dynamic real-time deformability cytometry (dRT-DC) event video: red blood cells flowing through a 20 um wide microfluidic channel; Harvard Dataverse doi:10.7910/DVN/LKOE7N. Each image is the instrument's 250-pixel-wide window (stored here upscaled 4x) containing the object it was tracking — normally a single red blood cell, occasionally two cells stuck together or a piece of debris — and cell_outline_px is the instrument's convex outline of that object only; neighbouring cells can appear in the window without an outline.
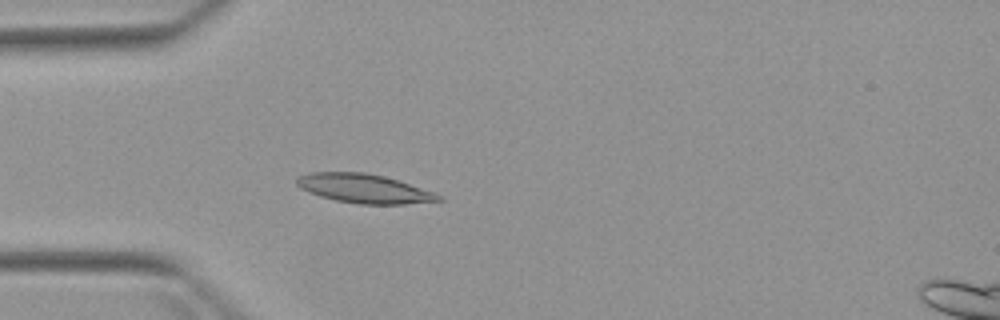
{"species": "Egyptian fruit bat (a non-hibernating species)", "species_latin": "Rousettus aegyptiacus", "temperature_condition": "warm", "stored_images_in_passage": 4, "camera_frame_rate_fps": 3000, "um_per_image_px": 0.085, "animal": {"sex": "female"}, "frame": {"image": 1, "passage_image": 4, "time_ms": 3.667, "image_size_px": [1000, 320], "cell_outline_px": [[444, 200], [404, 204], [356, 204], [336, 200], [320, 196], [308, 192], [300, 188], [296, 184], [296, 176], [312, 172], [364, 172], [384, 176], [436, 192]], "centroid_in_image_um": [30.93, 16.02], "position_along_channel_um": 54.1, "area_um2": 24.04}}